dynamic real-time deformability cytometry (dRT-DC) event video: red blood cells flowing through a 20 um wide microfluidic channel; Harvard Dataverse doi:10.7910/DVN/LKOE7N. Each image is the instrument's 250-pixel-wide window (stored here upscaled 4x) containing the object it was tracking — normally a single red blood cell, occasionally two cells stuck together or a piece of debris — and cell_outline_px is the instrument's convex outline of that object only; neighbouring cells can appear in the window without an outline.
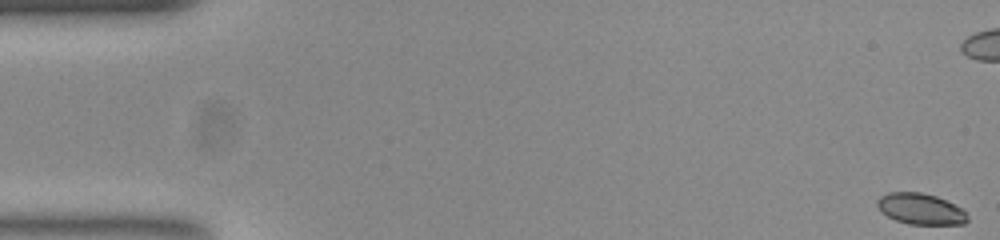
{"species": "common noctule bat (a hibernating species)", "species_latin": "Nyctalus noctula", "temperature_condition": "room temperature", "stored_images_in_passage": 54, "camera_frame_rate_fps": 3000, "um_per_image_px": 0.085, "animal": {"sex": "female", "body_mass_g": 23.0, "forearm_length_mm": 53.4}, "frame": {"image": 1, "passage_image": 1, "time_ms": 0.0, "image_size_px": [1000, 240], "cell_outline_px": [[968, 220], [964, 224], [908, 224], [896, 220], [880, 212], [876, 204], [876, 200], [880, 196], [888, 192], [920, 192], [936, 196], [960, 208], [968, 216]], "centroid_in_image_um": [78.19, 17.76], "position_along_channel_um": 6.8, "area_um2": 16.24}}
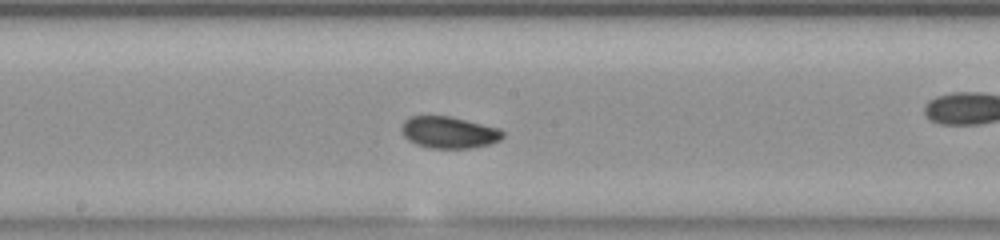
{"frame": {"image": 2, "passage_image": 28, "time_ms": 9.0, "image_size_px": [1000, 240], "cell_outline_px": [[504, 136], [500, 140], [488, 144], [472, 148], [428, 148], [416, 144], [408, 140], [404, 136], [400, 128], [404, 120], [412, 116], [452, 116], [500, 128], [504, 132]], "centroid_in_image_um": [38.16, 11.25], "position_along_channel_um": 210.0, "area_um2": 18.9}}
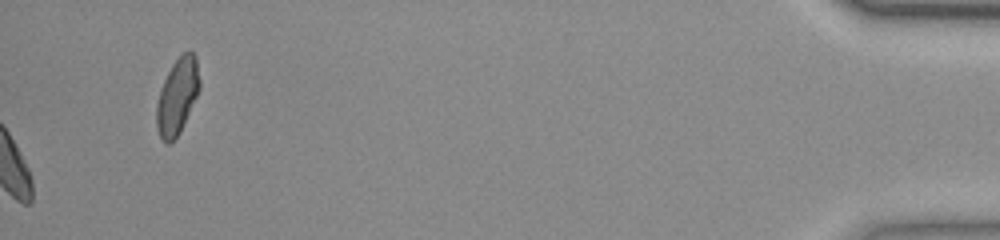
{"frame": {"image": 3, "passage_image": 54, "time_ms": 17.667, "image_size_px": [1000, 240], "cell_outline_px": [[200, 88], [180, 132], [168, 144], [160, 136], [156, 124], [156, 104], [160, 88], [172, 64], [184, 52], [192, 52], [196, 56], [200, 80]], "centroid_in_image_um": [15.07, 8.16], "position_along_channel_um": 420.1, "area_um2": 18.79}, "authors_computed_cell_mechanics": {"area_um2": 17.9758, "velocity_mm_per_s": 3.872, "shape_relaxation_time_tau1_ms": 2.5431, "shape_relaxation_time_tau2_ms": 1.7267, "deformation_change_tau1": 0.0785, "deformation_change_tau2": 0.0483}}